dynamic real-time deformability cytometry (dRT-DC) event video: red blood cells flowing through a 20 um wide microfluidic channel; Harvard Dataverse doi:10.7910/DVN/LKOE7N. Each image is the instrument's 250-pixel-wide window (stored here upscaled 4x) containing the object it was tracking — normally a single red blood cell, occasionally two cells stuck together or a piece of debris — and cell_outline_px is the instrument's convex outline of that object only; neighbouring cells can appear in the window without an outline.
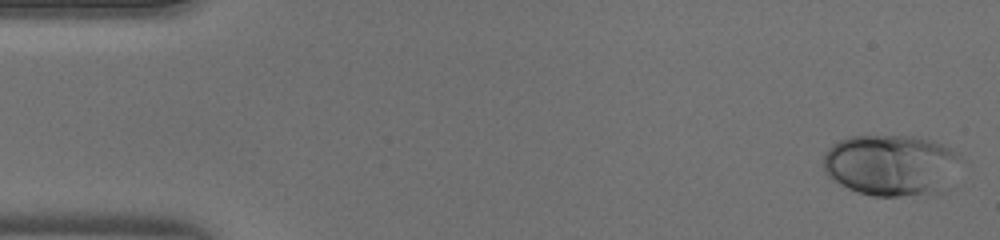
{"species": "human", "species_latin": "Homo sapiens", "temperature_condition": "warm", "stored_images_in_passage": 46, "camera_frame_rate_fps": 3000, "um_per_image_px": 0.085, "donor": {"sex": "male"}, "frame": {"image": 1, "passage_image": 1, "time_ms": 0.0, "image_size_px": [1000, 240], "cell_outline_px": [[960, 152], [936, 192], [900, 196], [872, 196], [848, 188], [832, 180], [824, 172], [824, 152], [832, 144], [848, 136], [912, 136], [928, 140], [940, 144]], "centroid_in_image_um": [75.55, 14.0], "position_along_channel_um": 9.5, "area_um2": 47.4}}
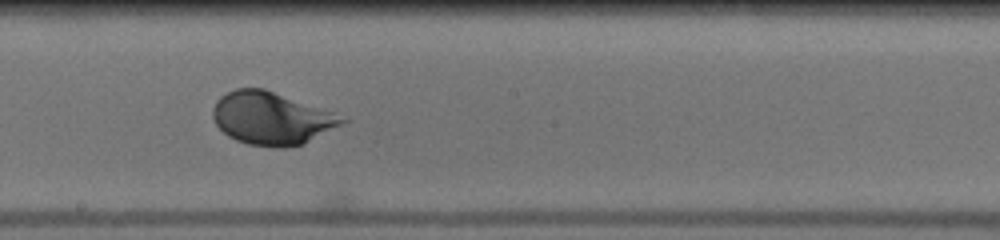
{"frame": {"image": 2, "passage_image": 25, "time_ms": 8.0, "image_size_px": [1000, 240], "cell_outline_px": [[348, 120], [304, 144], [284, 148], [276, 148], [248, 144], [236, 140], [228, 136], [216, 124], [212, 116], [212, 108], [216, 100], [220, 96], [236, 88], [264, 88], [332, 112]], "centroid_in_image_um": [23.02, 10.06], "position_along_channel_um": 225.2, "area_um2": 39.36}}
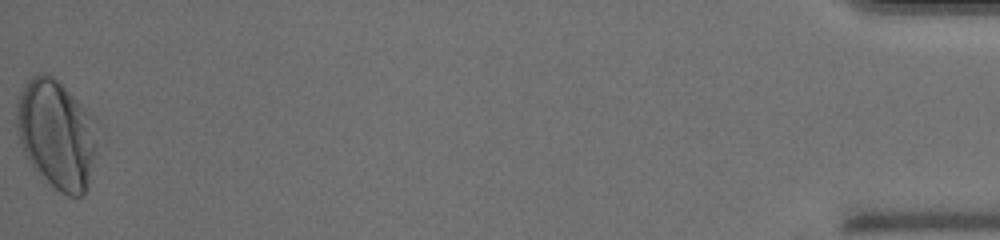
{"frame": {"image": 3, "passage_image": 46, "time_ms": 15.0, "image_size_px": [1000, 240], "cell_outline_px": [[96, 152], [88, 184], [84, 192], [80, 196], [68, 196], [60, 192], [36, 172], [24, 156], [20, 144], [16, 128], [16, 104], [20, 92], [24, 84], [32, 76], [48, 72], [96, 116]], "centroid_in_image_um": [4.79, 11.39], "position_along_channel_um": 430.4, "area_um2": 51.85}}